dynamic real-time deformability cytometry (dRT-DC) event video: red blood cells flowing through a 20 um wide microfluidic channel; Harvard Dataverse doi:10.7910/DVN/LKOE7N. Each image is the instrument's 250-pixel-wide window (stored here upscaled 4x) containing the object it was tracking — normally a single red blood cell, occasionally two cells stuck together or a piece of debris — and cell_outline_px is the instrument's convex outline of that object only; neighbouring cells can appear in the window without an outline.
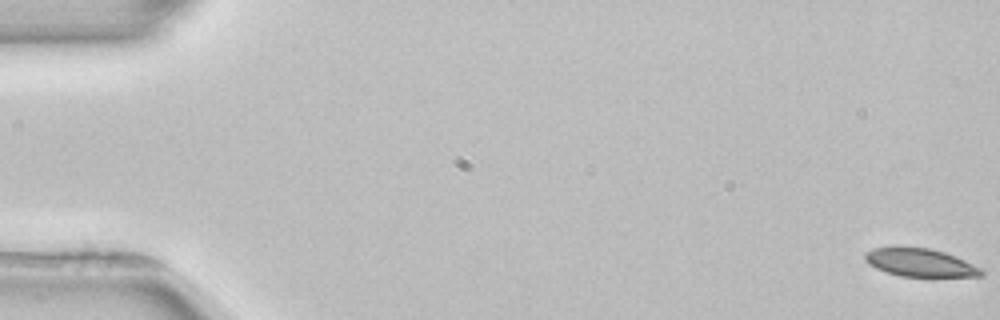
{"species": "common noctule bat (a hibernating species)", "species_latin": "Nyctalus noctula", "temperature_condition": "room temperature", "stored_images_in_passage": 4, "camera_frame_rate_fps": 3000, "um_per_image_px": 0.085, "animal": {"sex": "female", "body_mass_g": 22.7, "forearm_length_mm": 54.2}, "frame": {"image": 1, "passage_image": 1, "time_ms": 0.0, "image_size_px": [1000, 320], "cell_outline_px": [[984, 276], [900, 276], [876, 268], [868, 264], [864, 260], [864, 252], [872, 248], [900, 244], [928, 248], [944, 252], [956, 256], [980, 268], [984, 272]], "centroid_in_image_um": [78.12, 22.27], "position_along_channel_um": 6.9, "area_um2": 19.48}}
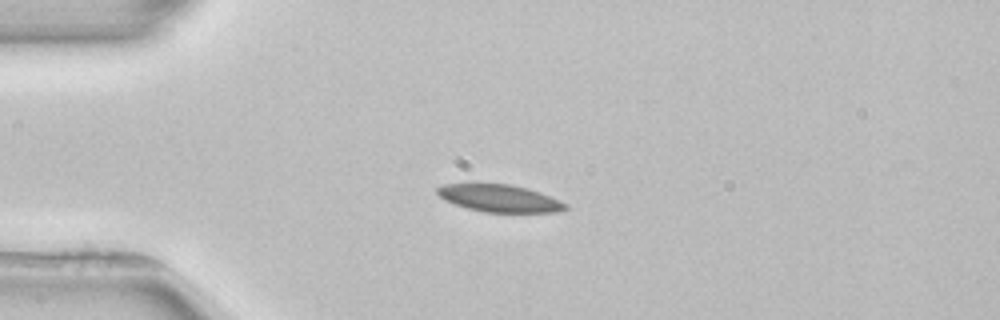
{"frame": {"image": 2, "passage_image": 4, "time_ms": 4.333, "image_size_px": [1000, 320], "cell_outline_px": [[568, 208], [560, 212], [484, 212], [468, 208], [444, 200], [436, 192], [436, 188], [444, 184], [476, 180], [512, 184], [528, 188], [540, 192], [560, 200], [568, 204]], "centroid_in_image_um": [42.41, 16.79], "position_along_channel_um": 42.6, "area_um2": 21.39}}